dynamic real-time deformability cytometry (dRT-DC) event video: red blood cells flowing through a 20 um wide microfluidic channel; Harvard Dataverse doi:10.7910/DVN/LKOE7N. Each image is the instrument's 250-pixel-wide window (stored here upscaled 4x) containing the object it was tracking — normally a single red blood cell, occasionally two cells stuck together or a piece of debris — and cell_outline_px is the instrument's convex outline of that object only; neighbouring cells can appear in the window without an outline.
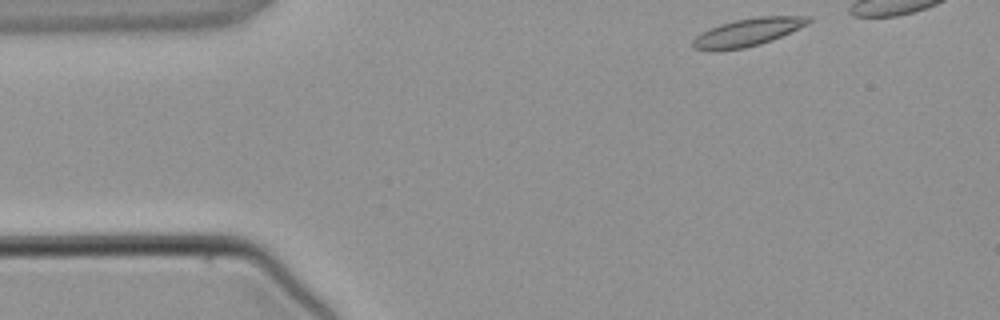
{"species": "common noctule bat (a hibernating species)", "species_latin": "Nyctalus noctula", "temperature_condition": "warm", "stored_images_in_passage": 4, "camera_frame_rate_fps": 3000, "um_per_image_px": 0.085, "animal": {"sex": "male", "body_mass_g": 21.5, "forearm_length_mm": 52.0}, "frame": {"image": 1, "passage_image": 1, "time_ms": 0.0, "image_size_px": [1000, 320], "cell_outline_px": [[812, 20], [808, 24], [772, 40], [760, 44], [744, 48], [716, 52], [712, 52], [692, 48], [692, 40], [696, 36], [720, 24], [736, 20], [756, 16], [812, 16]], "centroid_in_image_um": [63.54, 2.76], "position_along_channel_um": 21.5, "area_um2": 18.84}}
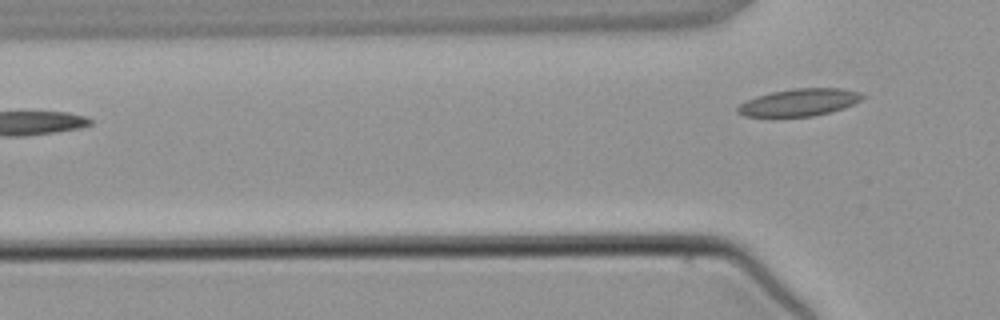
{"frame": {"image": 2, "passage_image": 4, "time_ms": 3.667, "image_size_px": [1000, 320], "cell_outline_px": [[868, 96], [844, 108], [832, 112], [812, 116], [744, 116], [736, 112], [736, 108], [740, 104], [756, 96], [772, 92], [792, 88], [840, 88], [860, 92]], "centroid_in_image_um": [67.97, 8.69], "position_along_channel_um": 57.8, "area_um2": 19.83}}